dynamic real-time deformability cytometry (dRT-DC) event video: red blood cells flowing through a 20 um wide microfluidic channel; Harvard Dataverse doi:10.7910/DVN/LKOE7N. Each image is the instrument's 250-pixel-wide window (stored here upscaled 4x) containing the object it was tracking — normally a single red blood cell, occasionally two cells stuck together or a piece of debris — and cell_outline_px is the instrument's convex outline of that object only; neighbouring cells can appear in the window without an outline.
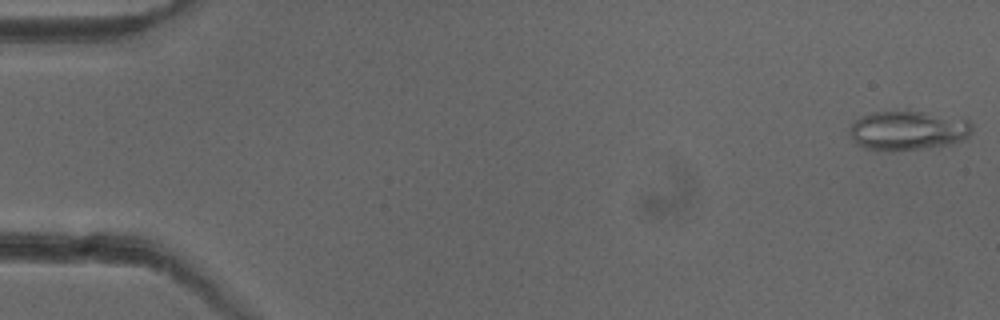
{"species": "common noctule bat (a hibernating species)", "species_latin": "Nyctalus noctula", "temperature_condition": "cold", "stored_images_in_passage": 51, "camera_frame_rate_fps": 3000, "um_per_image_px": 0.085, "animal": {"sex": "female"}, "frame": {"image": 1, "passage_image": 1, "time_ms": 0.0, "image_size_px": [1000, 320], "cell_outline_px": [[972, 132], [968, 136], [952, 144], [928, 148], [892, 152], [872, 152], [856, 144], [848, 132], [848, 128], [856, 120], [872, 112], [908, 108], [968, 120], [972, 124]], "centroid_in_image_um": [77.12, 11.09], "position_along_channel_um": 7.9, "area_um2": 29.3}}
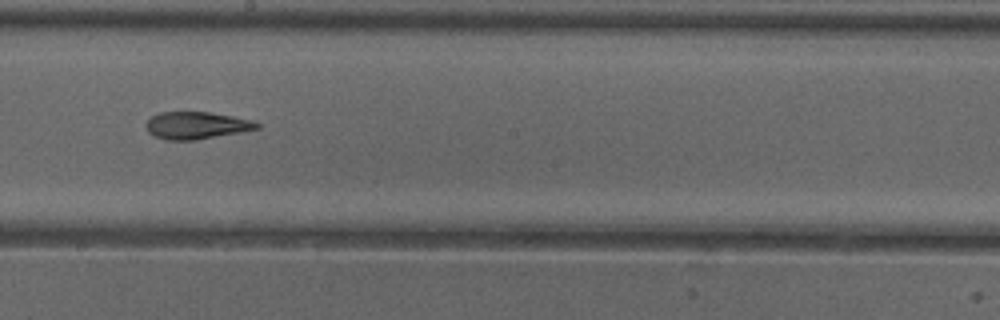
{"frame": {"image": 2, "passage_image": 29, "time_ms": 9.333, "image_size_px": [1000, 320], "cell_outline_px": [[260, 128], [240, 132], [196, 140], [164, 140], [148, 132], [144, 124], [152, 116], [160, 112], [208, 112], [232, 116], [252, 120], [260, 124]], "centroid_in_image_um": [16.68, 10.66], "position_along_channel_um": 231.5, "area_um2": 17.57}}
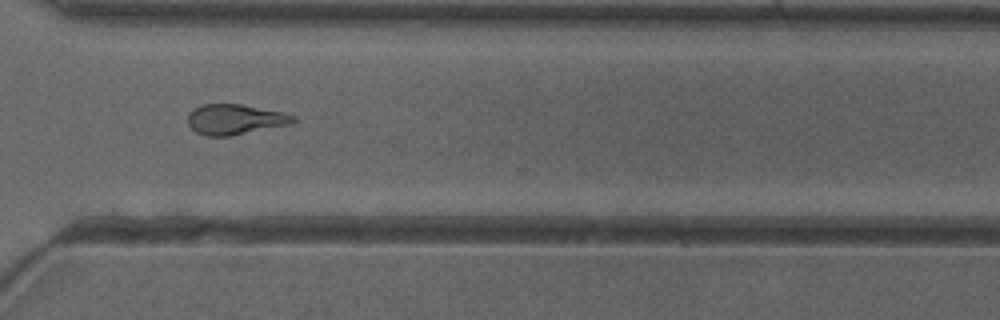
{"frame": {"image": 3, "passage_image": 38, "time_ms": 12.333, "image_size_px": [1000, 320], "cell_outline_px": [[296, 120], [292, 124], [232, 136], [204, 136], [196, 132], [188, 124], [188, 112], [204, 104], [240, 104], [280, 112], [296, 116]], "centroid_in_image_um": [19.97, 10.16], "position_along_channel_um": 350.6, "area_um2": 18.61}, "authors_computed_cell_mechanics": {"area_um2": 19.1318, "velocity_mm_per_s": 3.9824, "shape_relaxation_time_tau1_ms": null, "shape_relaxation_time_tau2_ms": 3.3504, "deformation_change_tau1": null, "deformation_change_tau2": 0.1135}}